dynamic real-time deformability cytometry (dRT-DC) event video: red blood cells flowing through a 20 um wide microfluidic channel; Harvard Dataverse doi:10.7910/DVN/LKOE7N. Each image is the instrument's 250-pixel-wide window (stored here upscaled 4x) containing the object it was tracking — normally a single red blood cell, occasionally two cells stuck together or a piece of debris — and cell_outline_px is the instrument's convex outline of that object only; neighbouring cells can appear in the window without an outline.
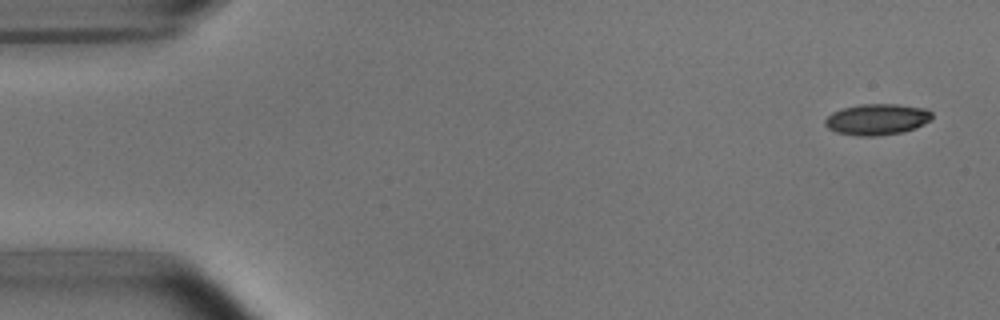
{"species": "common noctule bat (a hibernating species)", "species_latin": "Nyctalus noctula", "temperature_condition": "room temperature", "stored_images_in_passage": 4, "camera_frame_rate_fps": 3000, "um_per_image_px": 0.085, "animal": {"sex": "male", "body_mass_g": 15.6}, "frame": {"image": 1, "passage_image": 1, "time_ms": 0.0, "image_size_px": [1000, 320], "cell_outline_px": [[932, 120], [916, 128], [904, 132], [876, 136], [856, 136], [836, 132], [828, 128], [824, 124], [824, 120], [832, 112], [844, 108], [860, 104], [900, 104], [928, 108], [932, 112]], "centroid_in_image_um": [74.59, 10.14], "position_along_channel_um": 10.4, "area_um2": 19.71}}
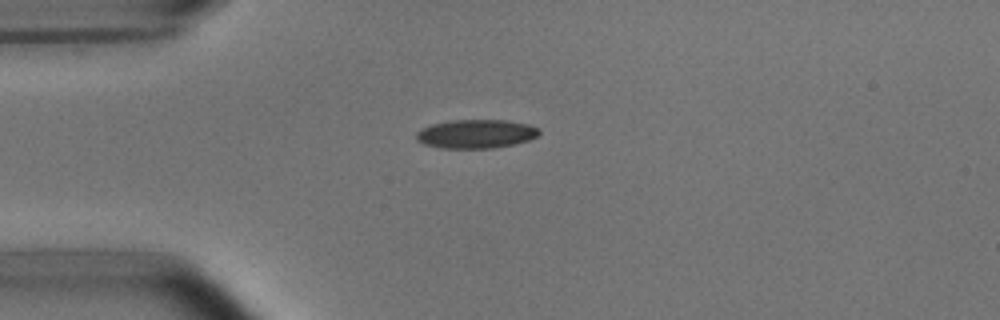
{"frame": {"image": 2, "passage_image": 4, "time_ms": 3.667, "image_size_px": [1000, 320], "cell_outline_px": [[540, 132], [536, 136], [528, 140], [512, 144], [492, 148], [440, 148], [424, 144], [416, 140], [416, 132], [420, 128], [432, 124], [452, 120], [504, 120], [528, 124], [540, 128]], "centroid_in_image_um": [40.42, 11.37], "position_along_channel_um": 44.6, "area_um2": 20.58}}